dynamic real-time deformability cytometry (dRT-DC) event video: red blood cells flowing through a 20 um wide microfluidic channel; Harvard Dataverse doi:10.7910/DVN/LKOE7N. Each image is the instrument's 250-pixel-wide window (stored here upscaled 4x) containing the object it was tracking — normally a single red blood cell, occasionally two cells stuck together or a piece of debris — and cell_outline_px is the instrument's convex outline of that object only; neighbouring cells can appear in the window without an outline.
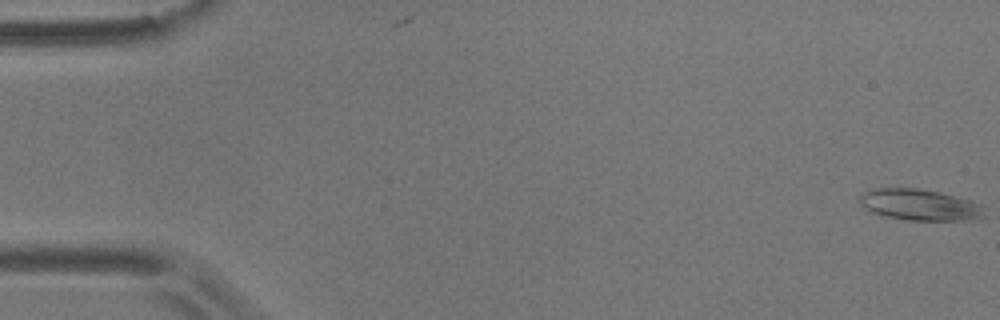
{"species": "common noctule bat (a hibernating species)", "species_latin": "Nyctalus noctula", "temperature_condition": "room temperature", "stored_images_in_passage": 56, "camera_frame_rate_fps": 3000, "um_per_image_px": 0.085, "animal": {"sex": "male", "body_mass_g": 17.9}, "frame": {"image": 1, "passage_image": 1, "time_ms": 0.0, "image_size_px": [1000, 320], "cell_outline_px": [[984, 216], [968, 220], [908, 220], [884, 216], [872, 212], [864, 208], [860, 204], [860, 196], [864, 192], [872, 188], [916, 188], [936, 192], [984, 204]], "centroid_in_image_um": [78.15, 17.41], "position_along_channel_um": 6.8, "area_um2": 22.54}}
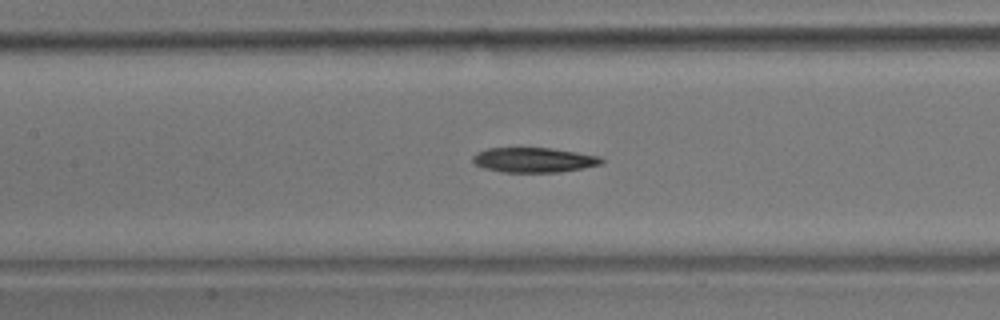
{"frame": {"image": 2, "passage_image": 26, "time_ms": 8.333, "image_size_px": [1000, 320], "cell_outline_px": [[604, 164], [584, 168], [560, 172], [500, 172], [484, 168], [476, 164], [472, 160], [472, 156], [476, 152], [488, 148], [552, 148], [600, 156], [604, 160]], "centroid_in_image_um": [45.4, 13.6], "position_along_channel_um": 162.0, "area_um2": 18.79}}
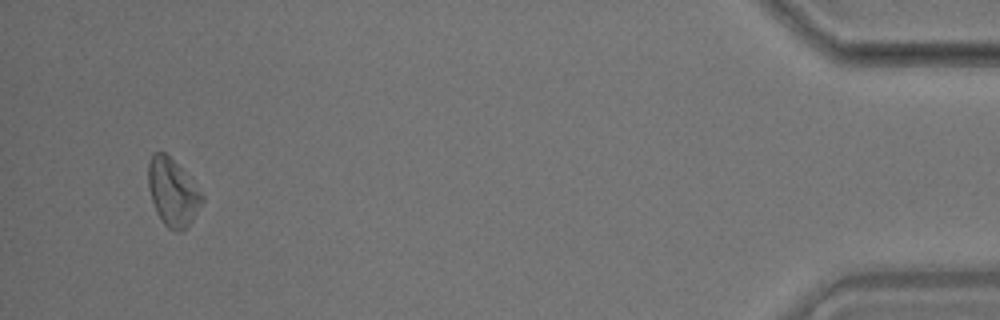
{"frame": {"image": 3, "passage_image": 54, "time_ms": 17.667, "image_size_px": [1000, 320], "cell_outline_px": [[204, 200], [192, 220], [180, 232], [176, 232], [168, 228], [164, 224], [156, 212], [148, 188], [148, 164], [152, 152], [164, 152], [180, 168], [204, 196]], "centroid_in_image_um": [14.65, 16.36], "position_along_channel_um": 420.6, "area_um2": 20.69}, "authors_computed_cell_mechanics": {"area_um2": 20.1433, "velocity_mm_per_s": 3.5827, "shape_relaxation_time_tau1_ms": 3.0753, "shape_relaxation_time_tau2_ms": null, "deformation_change_tau1": 0.1021, "deformation_change_tau2": null}}